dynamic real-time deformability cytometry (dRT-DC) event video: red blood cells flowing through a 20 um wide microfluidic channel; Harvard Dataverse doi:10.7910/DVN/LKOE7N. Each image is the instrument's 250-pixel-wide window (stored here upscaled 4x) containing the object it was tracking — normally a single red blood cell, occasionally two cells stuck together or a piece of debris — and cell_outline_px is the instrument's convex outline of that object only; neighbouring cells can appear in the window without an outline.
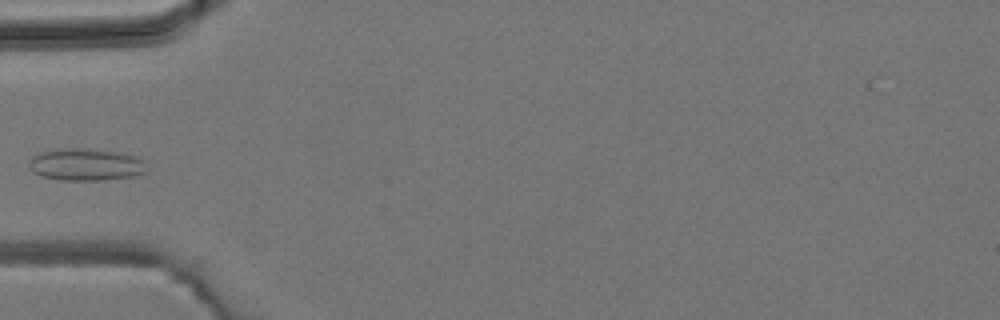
{"species": "common noctule bat (a hibernating species)", "species_latin": "Nyctalus noctula", "temperature_condition": "room temperature", "stored_images_in_passage": 6, "camera_frame_rate_fps": 3000, "um_per_image_px": 0.085, "animal": {"sex": "male", "body_mass_g": 19.2, "forearm_length_mm": 51.8}, "frame": {"image": 1, "passage_image": 6, "time_ms": 5.667, "image_size_px": [1000, 320], "cell_outline_px": [[148, 172], [132, 176], [100, 180], [60, 180], [40, 176], [32, 172], [28, 168], [28, 160], [36, 152], [64, 148], [76, 148], [116, 152], [136, 156], [144, 160]], "centroid_in_image_um": [7.23, 13.99], "position_along_channel_um": 77.8, "area_um2": 22.25}}